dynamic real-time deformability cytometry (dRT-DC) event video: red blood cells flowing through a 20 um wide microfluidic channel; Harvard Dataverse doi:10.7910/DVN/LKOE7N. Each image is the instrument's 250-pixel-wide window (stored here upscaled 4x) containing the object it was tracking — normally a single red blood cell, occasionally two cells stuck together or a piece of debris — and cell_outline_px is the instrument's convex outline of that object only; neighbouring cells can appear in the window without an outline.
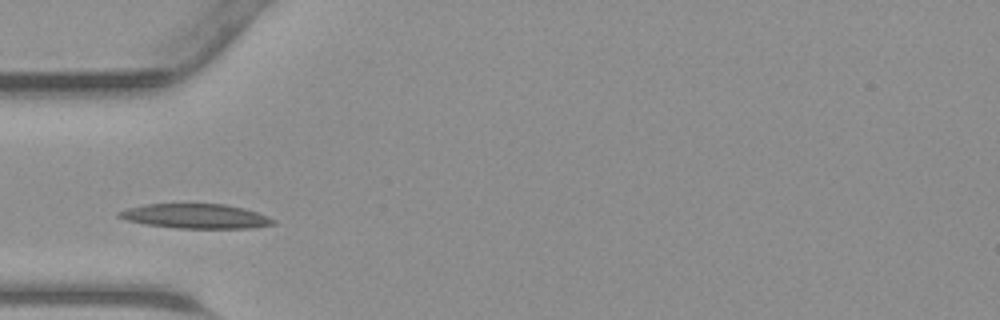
{"species": "common noctule bat (a hibernating species)", "species_latin": "Nyctalus noctula", "temperature_condition": "warm", "stored_images_in_passage": 26, "camera_frame_rate_fps": 3000, "um_per_image_px": 0.085, "animal": {"sex": "male", "body_mass_g": 23.1, "forearm_length_mm": 52.7}, "frame": {"image": 1, "passage_image": 4, "time_ms": 1.0, "image_size_px": [1000, 320], "cell_outline_px": [[276, 224], [252, 228], [180, 228], [144, 224], [128, 220], [116, 216], [116, 212], [128, 208], [144, 204], [224, 204], [244, 208], [256, 212], [276, 220]], "centroid_in_image_um": [16.63, 18.37], "position_along_channel_um": 68.4, "area_um2": 22.02}}
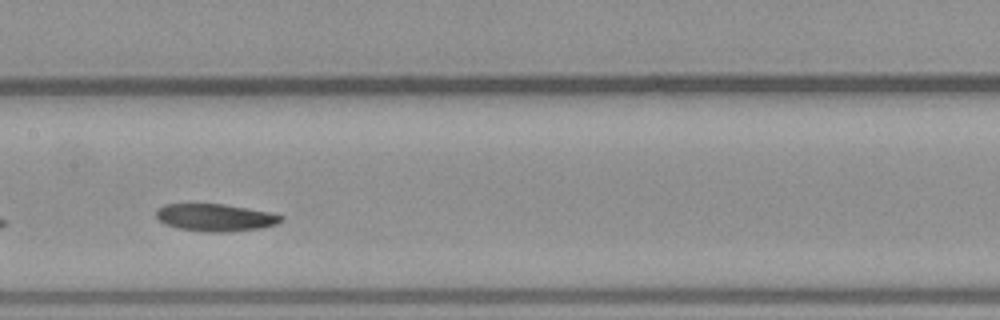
{"frame": {"image": 2, "passage_image": 12, "time_ms": 3.667, "image_size_px": [1000, 320], "cell_outline_px": [[284, 220], [276, 224], [264, 228], [228, 232], [208, 232], [180, 228], [164, 224], [156, 216], [156, 208], [164, 204], [224, 204], [268, 212], [284, 216]], "centroid_in_image_um": [18.32, 18.49], "position_along_channel_um": 189.1, "area_um2": 19.94}}
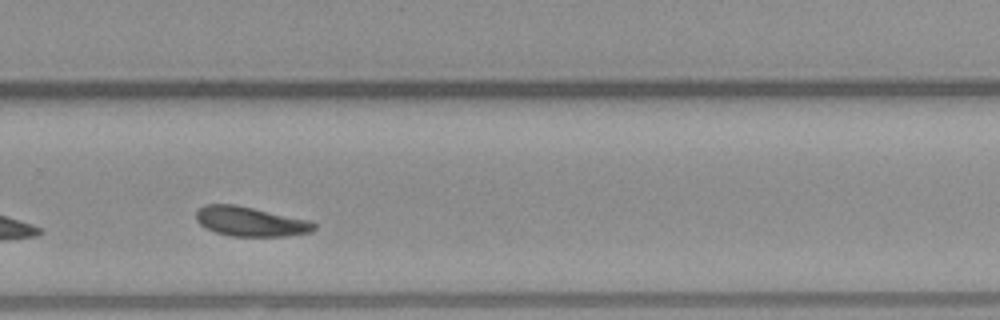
{"frame": {"image": 3, "passage_image": 20, "time_ms": 6.333, "image_size_px": [1000, 320], "cell_outline_px": [[316, 228], [312, 232], [288, 236], [232, 236], [216, 232], [200, 224], [196, 220], [196, 212], [204, 204], [236, 204], [308, 220], [316, 224]], "centroid_in_image_um": [21.29, 18.82], "position_along_channel_um": 308.5, "area_um2": 20.23}}